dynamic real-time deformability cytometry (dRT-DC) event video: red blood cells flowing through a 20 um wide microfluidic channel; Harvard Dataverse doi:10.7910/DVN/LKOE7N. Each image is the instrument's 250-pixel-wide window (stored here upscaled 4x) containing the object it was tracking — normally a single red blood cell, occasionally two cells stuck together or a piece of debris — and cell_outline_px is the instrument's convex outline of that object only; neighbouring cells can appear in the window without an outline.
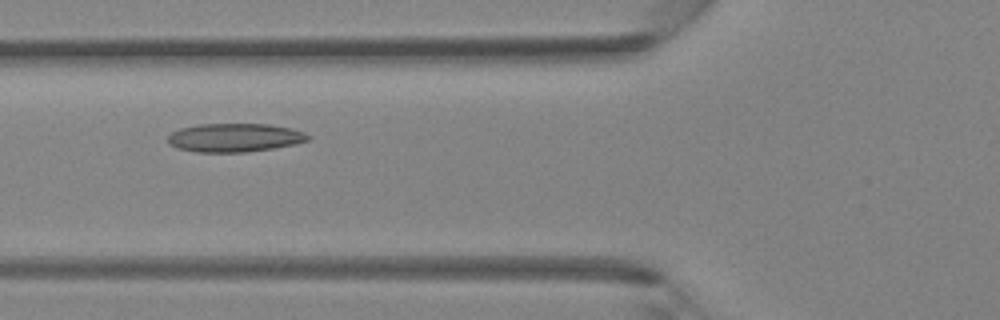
{"species": "Egyptian fruit bat (a non-hibernating species)", "species_latin": "Rousettus aegyptiacus", "temperature_condition": "room temperature", "stored_images_in_passage": 41, "camera_frame_rate_fps": 3000, "um_per_image_px": 0.085, "animal": {"sex": "female"}, "frame": {"image": 1, "passage_image": 14, "time_ms": 4.333, "image_size_px": [1000, 320], "cell_outline_px": [[312, 136], [308, 140], [296, 144], [272, 148], [244, 152], [196, 152], [176, 148], [168, 144], [168, 136], [172, 132], [180, 128], [200, 124], [268, 124], [292, 128], [304, 132]], "centroid_in_image_um": [19.94, 11.7], "position_along_channel_um": 105.9, "area_um2": 23.41}}
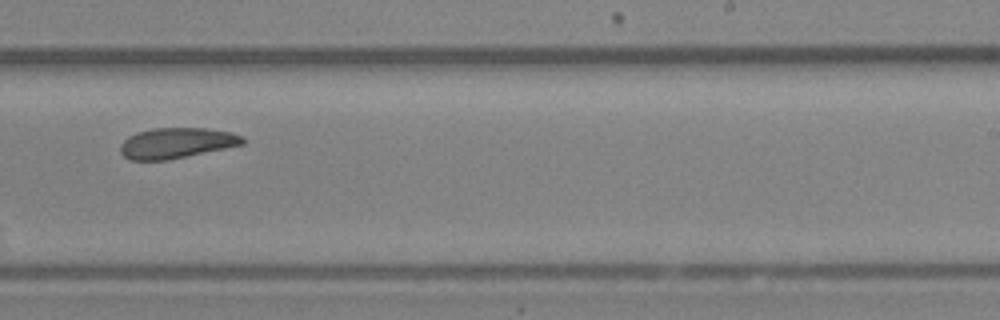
{"frame": {"image": 2, "passage_image": 25, "time_ms": 8.0, "image_size_px": [1000, 320], "cell_outline_px": [[248, 140], [244, 144], [168, 160], [128, 160], [120, 152], [120, 144], [128, 136], [136, 132], [152, 128], [204, 128], [232, 132], [244, 136]], "centroid_in_image_um": [15.01, 12.15], "position_along_channel_um": 274.0, "area_um2": 21.96}}
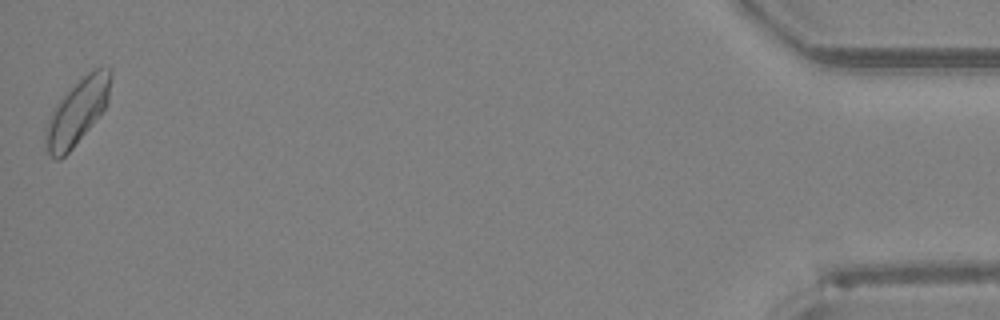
{"frame": {"image": 3, "passage_image": 41, "time_ms": 13.333, "image_size_px": [1000, 320], "cell_outline_px": [[112, 76], [108, 100], [104, 108], [92, 124], [72, 148], [60, 160], [56, 160], [48, 152], [44, 132], [44, 128], [56, 104], [88, 72], [100, 64], [112, 68]], "centroid_in_image_um": [6.6, 9.46], "position_along_channel_um": 428.6, "area_um2": 24.33}}